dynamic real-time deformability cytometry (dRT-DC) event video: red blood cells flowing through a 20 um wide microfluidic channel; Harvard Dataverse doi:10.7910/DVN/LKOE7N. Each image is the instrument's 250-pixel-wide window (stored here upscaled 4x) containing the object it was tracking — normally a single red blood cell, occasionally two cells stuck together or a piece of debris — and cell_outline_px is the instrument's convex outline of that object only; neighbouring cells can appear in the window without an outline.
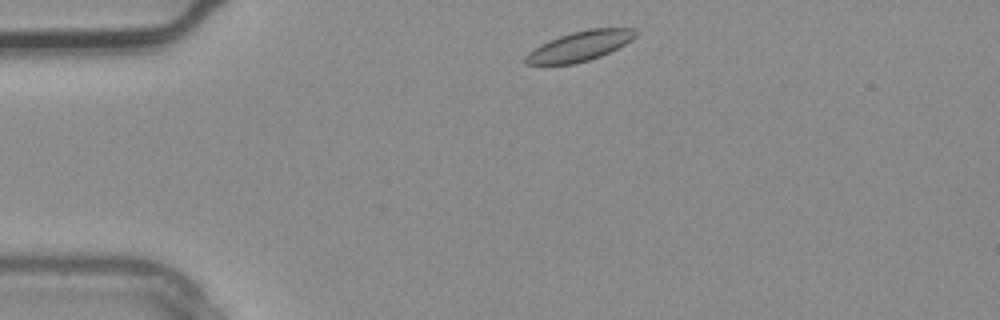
{"species": "common noctule bat (a hibernating species)", "species_latin": "Nyctalus noctula", "temperature_condition": "warm", "stored_images_in_passage": 2, "segment_of_instrument_passage": [2, 2], "camera_frame_rate_fps": 3000, "um_per_image_px": 0.085, "animal": {"sex": "male", "body_mass_g": 20.4}, "frame": {"image": 1, "passage_image": 2, "time_ms": 0.333, "image_size_px": [1000, 320], "cell_outline_px": [[640, 32], [632, 40], [600, 56], [588, 60], [572, 64], [524, 64], [524, 56], [528, 52], [540, 44], [548, 40], [572, 32], [588, 28], [636, 28]], "centroid_in_image_um": [49.28, 3.9], "position_along_channel_um": 35.7, "area_um2": 19.13}}